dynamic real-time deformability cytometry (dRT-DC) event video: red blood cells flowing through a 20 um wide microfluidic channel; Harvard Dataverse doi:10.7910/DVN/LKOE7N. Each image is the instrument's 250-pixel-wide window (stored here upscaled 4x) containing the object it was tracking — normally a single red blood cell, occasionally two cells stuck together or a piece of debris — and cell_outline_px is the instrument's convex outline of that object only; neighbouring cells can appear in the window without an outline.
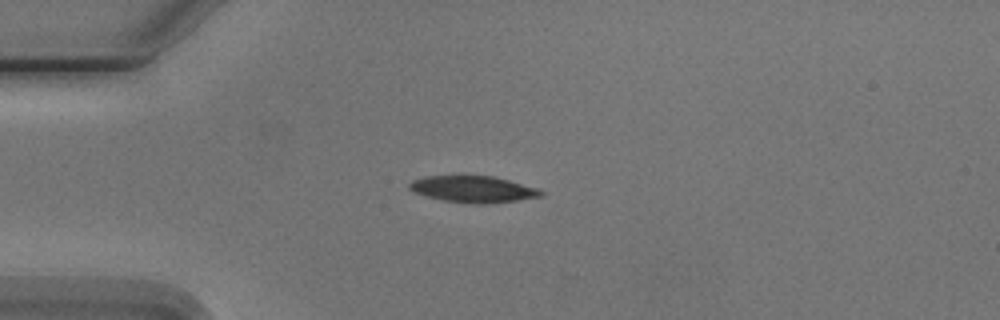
{"species": "Egyptian fruit bat (a non-hibernating species)", "species_latin": "Rousettus aegyptiacus", "temperature_condition": "cold", "stored_images_in_passage": 6, "camera_frame_rate_fps": 3000, "um_per_image_px": 0.085, "animal": {"sex": "male"}, "frame": {"image": 1, "passage_image": 3, "time_ms": 2.333, "image_size_px": [1000, 320], "cell_outline_px": [[544, 196], [516, 200], [484, 204], [476, 204], [444, 200], [428, 196], [416, 192], [408, 188], [408, 184], [412, 180], [424, 176], [492, 176], [540, 188], [544, 192]], "centroid_in_image_um": [40.26, 16.07], "position_along_channel_um": 44.7, "area_um2": 20.17}}
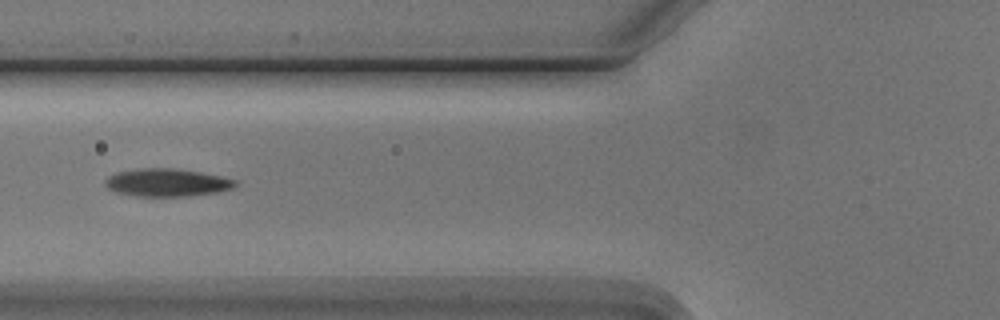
{"frame": {"image": 2, "passage_image": 5, "time_ms": 4.667, "image_size_px": [1000, 320], "cell_outline_px": [[236, 184], [232, 188], [220, 192], [188, 196], [136, 196], [116, 192], [108, 188], [104, 184], [104, 180], [108, 176], [116, 172], [136, 168], [172, 168], [200, 172], [220, 176], [236, 180]], "centroid_in_image_um": [14.16, 15.51], "position_along_channel_um": 111.6, "area_um2": 21.15}}
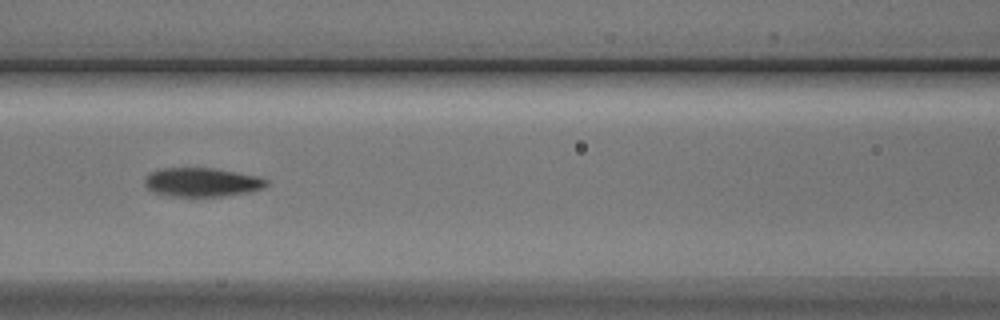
{"frame": {"image": 3, "passage_image": 6, "time_ms": 5.667, "image_size_px": [1000, 320], "cell_outline_px": [[268, 184], [264, 188], [252, 192], [228, 196], [172, 196], [152, 192], [144, 184], [144, 180], [152, 172], [164, 168], [216, 168], [256, 176], [268, 180]], "centroid_in_image_um": [17.21, 15.5], "position_along_channel_um": 149.4, "area_um2": 20.52}}